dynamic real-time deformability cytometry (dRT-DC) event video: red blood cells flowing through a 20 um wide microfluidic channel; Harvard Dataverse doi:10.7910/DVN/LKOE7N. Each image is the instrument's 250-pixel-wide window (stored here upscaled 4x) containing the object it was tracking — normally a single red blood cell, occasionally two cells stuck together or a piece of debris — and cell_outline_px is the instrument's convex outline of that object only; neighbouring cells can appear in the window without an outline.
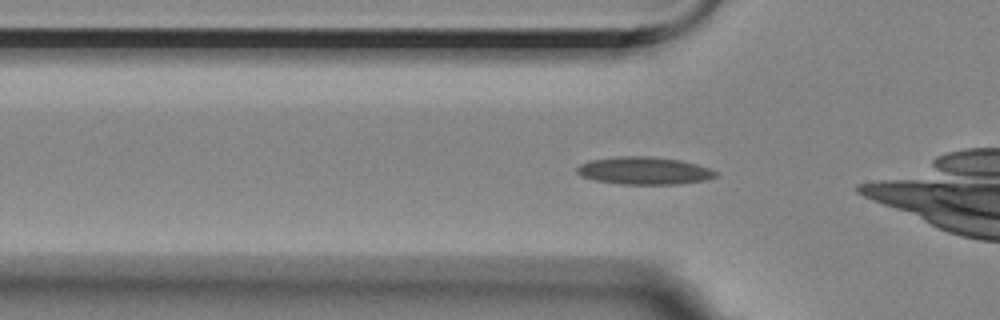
{"species": "Egyptian fruit bat (a non-hibernating species)", "species_latin": "Rousettus aegyptiacus", "temperature_condition": "room temperature", "stored_images_in_passage": 53, "camera_frame_rate_fps": 3000, "um_per_image_px": 0.085, "animal": {"sex": "female"}, "frame": {"image": 1, "passage_image": 13, "time_ms": 4.0, "image_size_px": [1000, 320], "cell_outline_px": [[720, 176], [708, 180], [680, 184], [620, 184], [596, 180], [580, 176], [576, 172], [576, 168], [580, 164], [592, 160], [620, 156], [652, 156], [680, 160], [696, 164], [708, 168], [716, 172]], "centroid_in_image_um": [54.78, 14.51], "position_along_channel_um": 71.0, "area_um2": 22.37}}
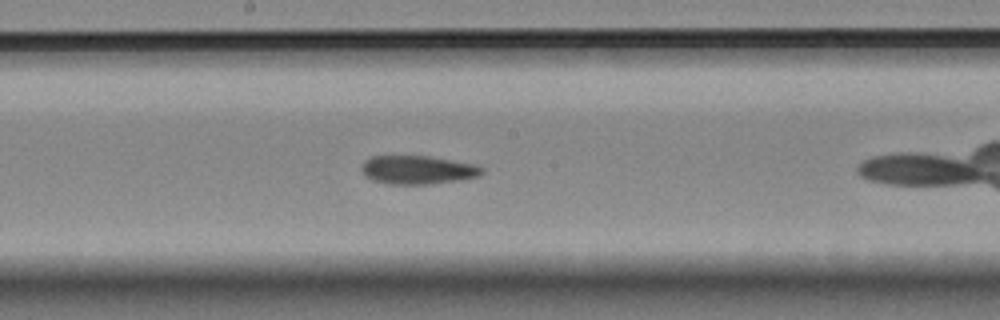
{"frame": {"image": 2, "passage_image": 25, "time_ms": 8.0, "image_size_px": [1000, 320], "cell_outline_px": [[484, 172], [476, 176], [460, 180], [428, 184], [388, 184], [372, 180], [364, 176], [360, 168], [364, 160], [372, 156], [428, 156], [476, 164], [484, 168]], "centroid_in_image_um": [35.47, 14.44], "position_along_channel_um": 212.7, "area_um2": 20.11}}
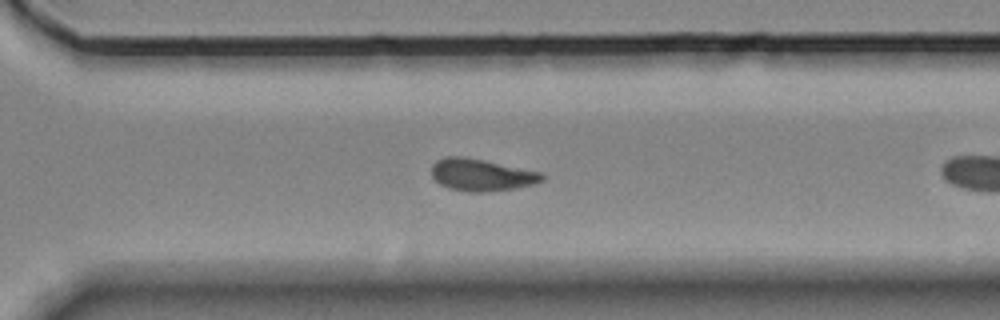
{"frame": {"image": 3, "passage_image": 35, "time_ms": 11.333, "image_size_px": [1000, 320], "cell_outline_px": [[544, 180], [532, 184], [512, 188], [488, 192], [468, 192], [448, 188], [440, 184], [432, 176], [432, 164], [436, 160], [444, 156], [464, 156], [544, 172]], "centroid_in_image_um": [40.91, 14.85], "position_along_channel_um": 329.7, "area_um2": 20.81}, "authors_computed_cell_mechanics": {"area_um2": 20.23, "velocity_mm_per_s": 3.5179, "shape_relaxation_time_tau1_ms": null, "shape_relaxation_time_tau2_ms": 7.3064, "deformation_change_tau1": null, "deformation_change_tau2": 0.1356}}